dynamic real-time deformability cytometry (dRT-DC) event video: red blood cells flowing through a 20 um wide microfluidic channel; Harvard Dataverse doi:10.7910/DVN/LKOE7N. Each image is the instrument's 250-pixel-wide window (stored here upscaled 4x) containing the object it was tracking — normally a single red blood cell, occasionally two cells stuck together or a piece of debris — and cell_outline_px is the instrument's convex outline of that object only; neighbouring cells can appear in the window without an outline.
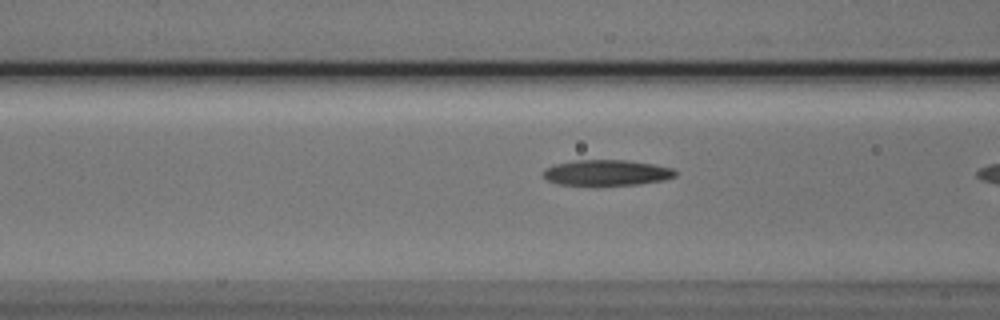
{"species": "Egyptian fruit bat (a non-hibernating species)", "species_latin": "Rousettus aegyptiacus", "temperature_condition": "cold", "stored_images_in_passage": 20, "camera_frame_rate_fps": 3000, "um_per_image_px": 0.085, "animal": {"sex": "male"}, "frame": {"image": 1, "passage_image": 19, "time_ms": 6.0, "image_size_px": [1000, 320], "cell_outline_px": [[676, 176], [664, 180], [640, 184], [596, 188], [556, 184], [548, 180], [544, 176], [544, 168], [556, 164], [576, 160], [624, 160], [652, 164], [672, 168], [676, 172]], "centroid_in_image_um": [51.53, 14.73], "position_along_channel_um": 115.1, "area_um2": 20.58}}